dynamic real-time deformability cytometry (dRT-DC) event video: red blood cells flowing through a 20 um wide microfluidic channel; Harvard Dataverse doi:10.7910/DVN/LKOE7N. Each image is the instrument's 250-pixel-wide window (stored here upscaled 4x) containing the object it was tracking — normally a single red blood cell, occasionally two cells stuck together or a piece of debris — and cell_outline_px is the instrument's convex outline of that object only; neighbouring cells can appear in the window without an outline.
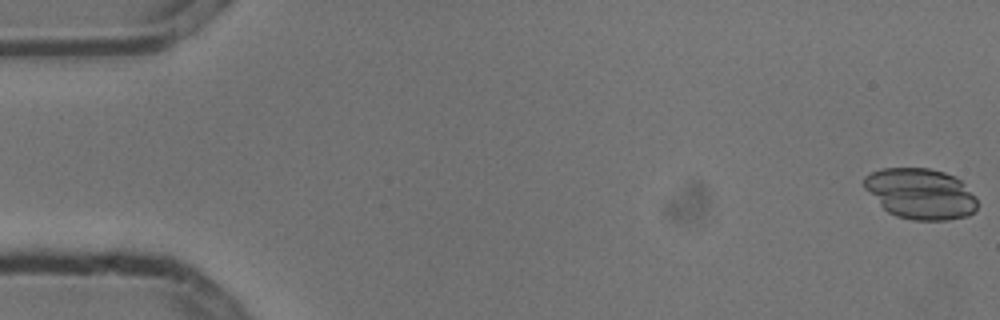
{"species": "common noctule bat (a hibernating species)", "species_latin": "Nyctalus noctula", "temperature_condition": "cold", "stored_images_in_passage": 4, "camera_frame_rate_fps": 3000, "um_per_image_px": 0.085, "animal": {"sex": "male", "body_mass_g": 13.3}, "frame": {"image": 1, "passage_image": 1, "time_ms": 0.0, "image_size_px": [1000, 320], "cell_outline_px": [[976, 208], [968, 216], [948, 220], [912, 220], [896, 216], [888, 212], [864, 188], [864, 176], [872, 172], [884, 168], [928, 168], [944, 172], [960, 180], [976, 196]], "centroid_in_image_um": [78.24, 16.47], "position_along_channel_um": 6.8, "area_um2": 33.29}}